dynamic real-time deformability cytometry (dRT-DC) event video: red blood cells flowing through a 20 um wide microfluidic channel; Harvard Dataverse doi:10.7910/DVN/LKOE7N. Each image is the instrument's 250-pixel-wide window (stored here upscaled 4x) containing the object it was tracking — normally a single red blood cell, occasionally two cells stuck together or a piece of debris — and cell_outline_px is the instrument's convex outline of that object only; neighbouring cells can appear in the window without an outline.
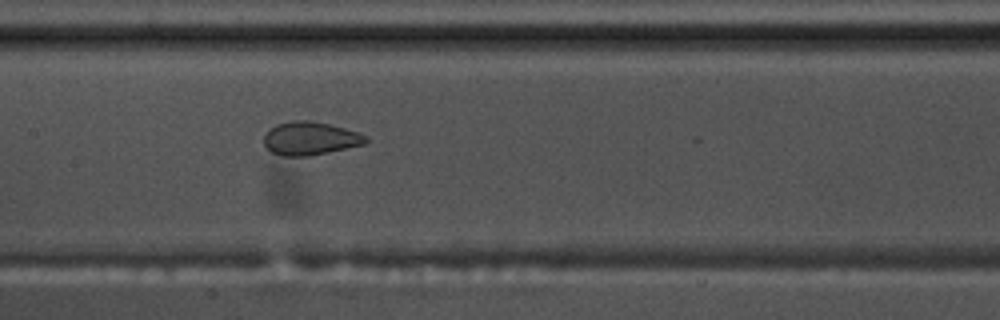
{"species": "common noctule bat (a hibernating species)", "species_latin": "Nyctalus noctula", "temperature_condition": "warm", "stored_images_in_passage": 29, "camera_frame_rate_fps": 3000, "um_per_image_px": 0.085, "animal": {"sex": "male", "body_mass_g": 17.5, "forearm_length_mm": 52.3}, "frame": {"image": 1, "passage_image": 28, "time_ms": 9.0, "image_size_px": [1000, 320], "cell_outline_px": [[368, 140], [364, 144], [308, 156], [280, 156], [272, 152], [264, 144], [264, 136], [276, 124], [292, 120], [308, 120], [328, 124], [344, 128], [368, 136]], "centroid_in_image_um": [26.35, 11.76], "position_along_channel_um": 181.1, "area_um2": 19.48}}